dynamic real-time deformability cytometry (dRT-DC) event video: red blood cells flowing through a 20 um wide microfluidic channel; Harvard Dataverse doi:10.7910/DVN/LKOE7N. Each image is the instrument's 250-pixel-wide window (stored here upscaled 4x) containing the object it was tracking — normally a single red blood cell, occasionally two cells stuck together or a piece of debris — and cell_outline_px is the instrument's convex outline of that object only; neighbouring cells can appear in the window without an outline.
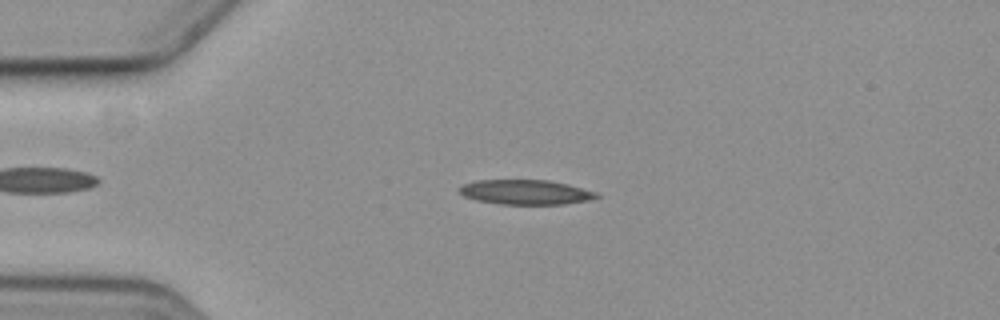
{"species": "common noctule bat (a hibernating species)", "species_latin": "Nyctalus noctula", "temperature_condition": "cold", "stored_images_in_passage": 9, "camera_frame_rate_fps": 3000, "um_per_image_px": 0.085, "animal": {"sex": "female", "body_mass_g": 19.3, "forearm_length_mm": 54.1}, "frame": {"image": 1, "passage_image": 4, "time_ms": 3.333, "image_size_px": [1000, 320], "cell_outline_px": [[600, 196], [588, 200], [564, 204], [500, 204], [476, 200], [464, 196], [456, 188], [464, 184], [476, 180], [548, 180], [568, 184], [596, 192]], "centroid_in_image_um": [44.65, 16.33], "position_along_channel_um": 40.4, "area_um2": 19.71}}
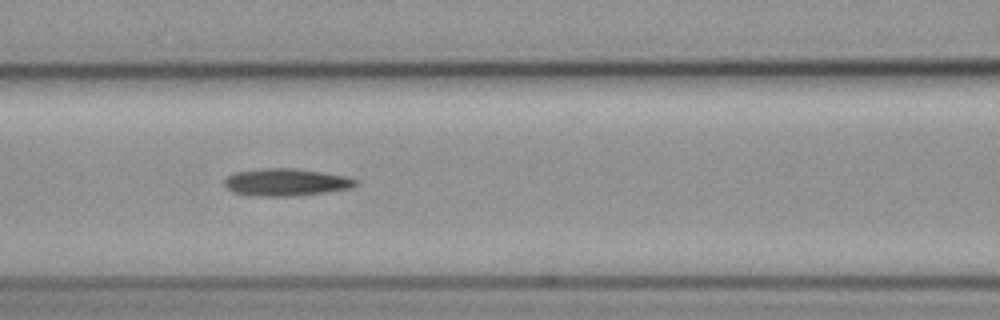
{"frame": {"image": 2, "passage_image": 7, "time_ms": 7.0, "image_size_px": [1000, 320], "cell_outline_px": [[360, 184], [352, 188], [328, 192], [296, 196], [248, 196], [232, 192], [224, 184], [224, 180], [228, 176], [236, 172], [264, 168], [292, 168], [348, 176], [360, 180]], "centroid_in_image_um": [24.37, 15.5], "position_along_channel_um": 142.2, "area_um2": 21.21}}
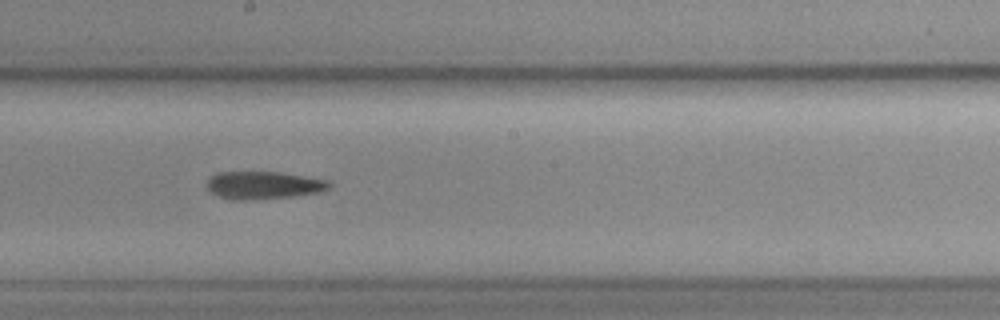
{"frame": {"image": 3, "passage_image": 9, "time_ms": 9.333, "image_size_px": [1000, 320], "cell_outline_px": [[332, 184], [328, 188], [320, 192], [292, 196], [256, 200], [228, 200], [212, 192], [208, 188], [208, 180], [216, 172], [280, 172], [328, 180]], "centroid_in_image_um": [22.4, 15.75], "position_along_channel_um": 225.8, "area_um2": 19.71}}